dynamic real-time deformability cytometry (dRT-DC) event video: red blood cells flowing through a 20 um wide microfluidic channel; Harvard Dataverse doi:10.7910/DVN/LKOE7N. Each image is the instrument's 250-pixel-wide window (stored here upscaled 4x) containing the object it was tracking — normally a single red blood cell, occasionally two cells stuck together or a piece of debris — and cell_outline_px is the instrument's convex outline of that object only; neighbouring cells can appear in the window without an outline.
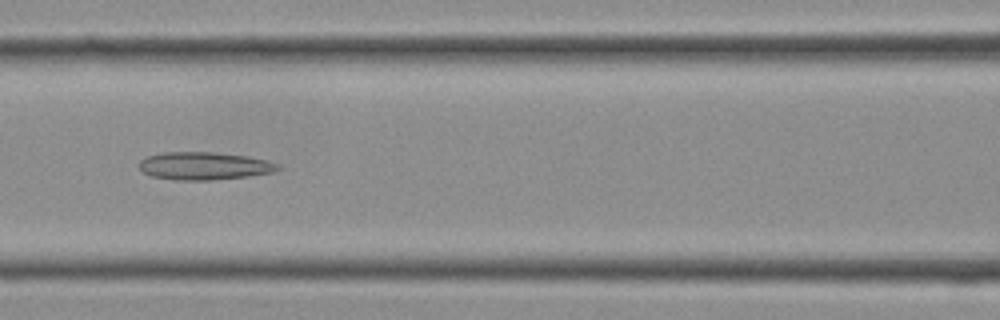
{"species": "Egyptian fruit bat (a non-hibernating species)", "species_latin": "Rousettus aegyptiacus", "temperature_condition": "cold", "stored_images_in_passage": 18, "camera_frame_rate_fps": 3000, "um_per_image_px": 0.085, "frame": {"image": 1, "passage_image": 13, "time_ms": 4.0, "image_size_px": [1000, 320], "cell_outline_px": [[280, 168], [276, 172], [248, 176], [212, 180], [172, 180], [152, 176], [144, 172], [140, 168], [140, 160], [144, 156], [160, 152], [212, 152], [248, 156], [268, 160], [280, 164]], "centroid_in_image_um": [17.37, 14.1], "position_along_channel_um": 149.2, "area_um2": 22.72}}
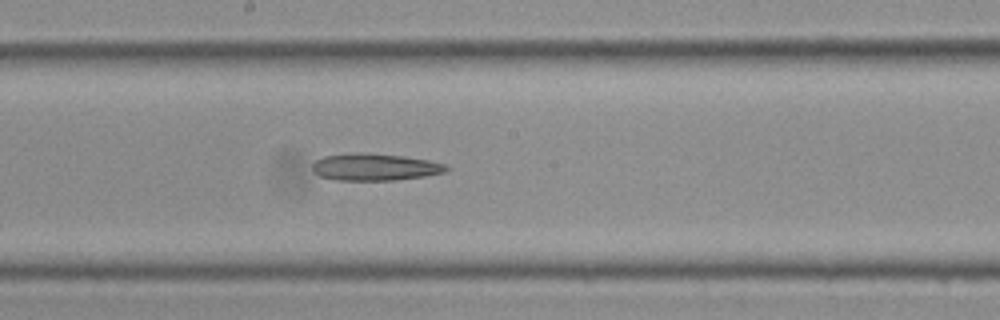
{"frame": {"image": 2, "passage_image": 16, "time_ms": 5.0, "image_size_px": [1000, 320], "cell_outline_px": [[452, 168], [444, 172], [424, 176], [396, 180], [336, 180], [320, 176], [312, 168], [312, 164], [316, 160], [324, 156], [364, 152], [404, 156], [428, 160], [444, 164]], "centroid_in_image_um": [31.88, 14.2], "position_along_channel_um": 216.3, "area_um2": 20.98}}
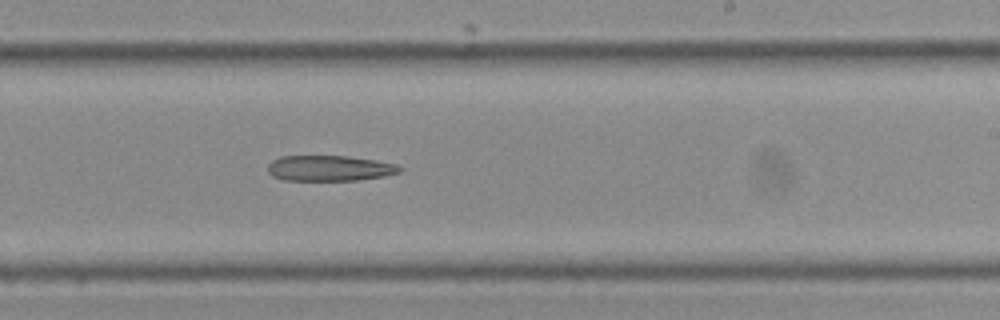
{"frame": {"image": 3, "passage_image": 18, "time_ms": 5.667, "image_size_px": [1000, 320], "cell_outline_px": [[404, 168], [400, 172], [384, 176], [356, 180], [284, 180], [272, 176], [268, 172], [268, 164], [272, 160], [280, 156], [348, 156], [376, 160], [396, 164]], "centroid_in_image_um": [28.01, 14.29], "position_along_channel_um": 261.0, "area_um2": 19.71}}